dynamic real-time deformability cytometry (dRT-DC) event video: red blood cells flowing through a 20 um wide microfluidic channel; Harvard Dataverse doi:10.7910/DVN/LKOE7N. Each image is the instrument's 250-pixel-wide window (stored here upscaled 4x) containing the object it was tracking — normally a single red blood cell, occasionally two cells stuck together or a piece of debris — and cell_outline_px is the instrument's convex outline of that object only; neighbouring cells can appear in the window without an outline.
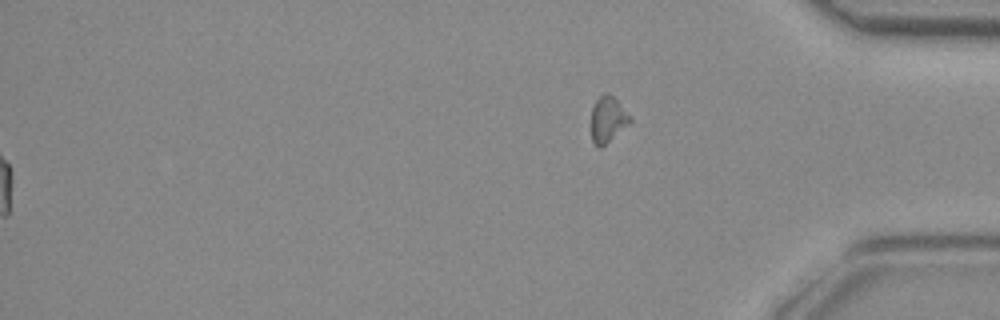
{"species": "common noctule bat (a hibernating species)", "species_latin": "Nyctalus noctula", "temperature_condition": "room temperature", "stored_images_in_passage": 42, "segment_of_instrument_passage": [2, 2], "camera_frame_rate_fps": 3000, "um_per_image_px": 0.085, "animal": {"sex": "female", "body_mass_g": 29.2, "forearm_length_mm": 56.3}, "frame": {"image": 1, "passage_image": 42, "time_ms": 13.667, "image_size_px": [1000, 320], "cell_outline_px": [[632, 120], [628, 124], [600, 148], [596, 148], [592, 140], [592, 108], [596, 100], [604, 92], [608, 92], [632, 116]], "centroid_in_image_um": [51.66, 10.14], "position_along_channel_um": 383.5, "area_um2": 10.23}}